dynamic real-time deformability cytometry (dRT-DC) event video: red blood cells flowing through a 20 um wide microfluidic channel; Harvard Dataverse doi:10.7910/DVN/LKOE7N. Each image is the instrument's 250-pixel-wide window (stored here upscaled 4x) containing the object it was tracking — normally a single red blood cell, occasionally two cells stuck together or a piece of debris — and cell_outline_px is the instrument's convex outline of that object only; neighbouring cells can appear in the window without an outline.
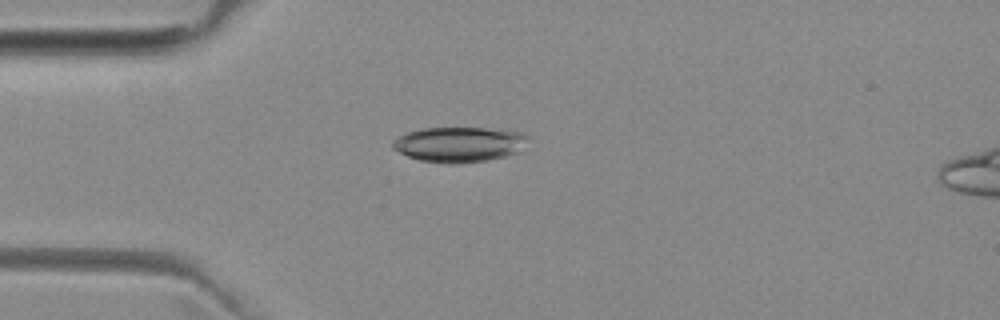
{"species": "common noctule bat (a hibernating species)", "species_latin": "Nyctalus noctula", "temperature_condition": "room temperature", "stored_images_in_passage": 2, "camera_frame_rate_fps": 3000, "um_per_image_px": 0.085, "animal": {"sex": "female", "body_mass_g": 29.2, "forearm_length_mm": 56.3}, "frame": {"image": 1, "passage_image": 1, "time_ms": 0.0, "image_size_px": [1000, 320], "cell_outline_px": [[528, 136], [516, 152], [504, 156], [488, 160], [456, 164], [448, 164], [420, 160], [408, 156], [392, 148], [392, 140], [408, 132], [420, 128], [484, 128], [520, 132]], "centroid_in_image_um": [38.95, 12.27], "position_along_channel_um": 46.0, "area_um2": 27.34}}